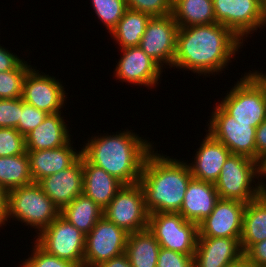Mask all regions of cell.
Returning <instances> with one entry per match:
<instances>
[{"label":"cell","mask_w":266,"mask_h":267,"mask_svg":"<svg viewBox=\"0 0 266 267\" xmlns=\"http://www.w3.org/2000/svg\"><path fill=\"white\" fill-rule=\"evenodd\" d=\"M242 43L230 29L218 23L179 27L173 67L200 75L220 72Z\"/></svg>","instance_id":"cell-1"},{"label":"cell","mask_w":266,"mask_h":267,"mask_svg":"<svg viewBox=\"0 0 266 267\" xmlns=\"http://www.w3.org/2000/svg\"><path fill=\"white\" fill-rule=\"evenodd\" d=\"M187 162L150 151L143 163L139 184L149 213H179L190 180Z\"/></svg>","instance_id":"cell-2"},{"label":"cell","mask_w":266,"mask_h":267,"mask_svg":"<svg viewBox=\"0 0 266 267\" xmlns=\"http://www.w3.org/2000/svg\"><path fill=\"white\" fill-rule=\"evenodd\" d=\"M152 148L150 142L126 130L93 137L81 151L91 164L103 168L124 185H130L139 182L143 163Z\"/></svg>","instance_id":"cell-3"},{"label":"cell","mask_w":266,"mask_h":267,"mask_svg":"<svg viewBox=\"0 0 266 267\" xmlns=\"http://www.w3.org/2000/svg\"><path fill=\"white\" fill-rule=\"evenodd\" d=\"M60 215L59 208L44 193L38 182L17 187L8 192V215L39 233Z\"/></svg>","instance_id":"cell-4"},{"label":"cell","mask_w":266,"mask_h":267,"mask_svg":"<svg viewBox=\"0 0 266 267\" xmlns=\"http://www.w3.org/2000/svg\"><path fill=\"white\" fill-rule=\"evenodd\" d=\"M255 177L258 179L257 161L242 155L230 154L215 182V188L221 199L249 203L262 193H266V184L259 182V179L254 187L252 183Z\"/></svg>","instance_id":"cell-5"},{"label":"cell","mask_w":266,"mask_h":267,"mask_svg":"<svg viewBox=\"0 0 266 267\" xmlns=\"http://www.w3.org/2000/svg\"><path fill=\"white\" fill-rule=\"evenodd\" d=\"M218 105L240 124L257 128L266 119V91L251 71L237 81Z\"/></svg>","instance_id":"cell-6"},{"label":"cell","mask_w":266,"mask_h":267,"mask_svg":"<svg viewBox=\"0 0 266 267\" xmlns=\"http://www.w3.org/2000/svg\"><path fill=\"white\" fill-rule=\"evenodd\" d=\"M148 230L160 247L193 256L198 242V225L179 213H150Z\"/></svg>","instance_id":"cell-7"},{"label":"cell","mask_w":266,"mask_h":267,"mask_svg":"<svg viewBox=\"0 0 266 267\" xmlns=\"http://www.w3.org/2000/svg\"><path fill=\"white\" fill-rule=\"evenodd\" d=\"M149 214L139 182L123 185L103 211L107 220L128 233L147 229Z\"/></svg>","instance_id":"cell-8"},{"label":"cell","mask_w":266,"mask_h":267,"mask_svg":"<svg viewBox=\"0 0 266 267\" xmlns=\"http://www.w3.org/2000/svg\"><path fill=\"white\" fill-rule=\"evenodd\" d=\"M215 21L230 29L240 40L266 26L263 0H212Z\"/></svg>","instance_id":"cell-9"},{"label":"cell","mask_w":266,"mask_h":267,"mask_svg":"<svg viewBox=\"0 0 266 267\" xmlns=\"http://www.w3.org/2000/svg\"><path fill=\"white\" fill-rule=\"evenodd\" d=\"M37 234L35 242L47 253L83 267L85 234L61 215Z\"/></svg>","instance_id":"cell-10"},{"label":"cell","mask_w":266,"mask_h":267,"mask_svg":"<svg viewBox=\"0 0 266 267\" xmlns=\"http://www.w3.org/2000/svg\"><path fill=\"white\" fill-rule=\"evenodd\" d=\"M129 233L104 216L85 235L83 267L101 263L125 253Z\"/></svg>","instance_id":"cell-11"},{"label":"cell","mask_w":266,"mask_h":267,"mask_svg":"<svg viewBox=\"0 0 266 267\" xmlns=\"http://www.w3.org/2000/svg\"><path fill=\"white\" fill-rule=\"evenodd\" d=\"M212 112L208 133L223 143L231 154L242 155L256 161V127L240 124L219 105Z\"/></svg>","instance_id":"cell-12"},{"label":"cell","mask_w":266,"mask_h":267,"mask_svg":"<svg viewBox=\"0 0 266 267\" xmlns=\"http://www.w3.org/2000/svg\"><path fill=\"white\" fill-rule=\"evenodd\" d=\"M179 26L172 14L151 17L141 38L140 48L162 68L173 67Z\"/></svg>","instance_id":"cell-13"},{"label":"cell","mask_w":266,"mask_h":267,"mask_svg":"<svg viewBox=\"0 0 266 267\" xmlns=\"http://www.w3.org/2000/svg\"><path fill=\"white\" fill-rule=\"evenodd\" d=\"M30 69L25 76L22 100L48 114L61 112L66 93L64 86L55 77Z\"/></svg>","instance_id":"cell-14"},{"label":"cell","mask_w":266,"mask_h":267,"mask_svg":"<svg viewBox=\"0 0 266 267\" xmlns=\"http://www.w3.org/2000/svg\"><path fill=\"white\" fill-rule=\"evenodd\" d=\"M246 203L219 199L213 211L198 224V237L241 238Z\"/></svg>","instance_id":"cell-15"},{"label":"cell","mask_w":266,"mask_h":267,"mask_svg":"<svg viewBox=\"0 0 266 267\" xmlns=\"http://www.w3.org/2000/svg\"><path fill=\"white\" fill-rule=\"evenodd\" d=\"M121 51L123 55L115 68L117 79L139 86L157 85L162 68L156 61L150 58L140 46L123 48Z\"/></svg>","instance_id":"cell-16"},{"label":"cell","mask_w":266,"mask_h":267,"mask_svg":"<svg viewBox=\"0 0 266 267\" xmlns=\"http://www.w3.org/2000/svg\"><path fill=\"white\" fill-rule=\"evenodd\" d=\"M244 258L240 238L198 237L194 267H229Z\"/></svg>","instance_id":"cell-17"},{"label":"cell","mask_w":266,"mask_h":267,"mask_svg":"<svg viewBox=\"0 0 266 267\" xmlns=\"http://www.w3.org/2000/svg\"><path fill=\"white\" fill-rule=\"evenodd\" d=\"M44 193L61 211L77 196L83 194L82 155L70 167L42 178L38 182Z\"/></svg>","instance_id":"cell-18"},{"label":"cell","mask_w":266,"mask_h":267,"mask_svg":"<svg viewBox=\"0 0 266 267\" xmlns=\"http://www.w3.org/2000/svg\"><path fill=\"white\" fill-rule=\"evenodd\" d=\"M196 153L194 162L188 164L193 178L215 184L231 152L207 133Z\"/></svg>","instance_id":"cell-19"},{"label":"cell","mask_w":266,"mask_h":267,"mask_svg":"<svg viewBox=\"0 0 266 267\" xmlns=\"http://www.w3.org/2000/svg\"><path fill=\"white\" fill-rule=\"evenodd\" d=\"M220 199L214 183L192 178L188 184L179 214L197 225L213 211Z\"/></svg>","instance_id":"cell-20"},{"label":"cell","mask_w":266,"mask_h":267,"mask_svg":"<svg viewBox=\"0 0 266 267\" xmlns=\"http://www.w3.org/2000/svg\"><path fill=\"white\" fill-rule=\"evenodd\" d=\"M71 141L65 145L48 150L26 151L30 159V173L34 182L56 174L72 166L82 155V151L75 152Z\"/></svg>","instance_id":"cell-21"},{"label":"cell","mask_w":266,"mask_h":267,"mask_svg":"<svg viewBox=\"0 0 266 267\" xmlns=\"http://www.w3.org/2000/svg\"><path fill=\"white\" fill-rule=\"evenodd\" d=\"M82 166L83 194L104 210L124 184L103 168L91 164L83 155Z\"/></svg>","instance_id":"cell-22"},{"label":"cell","mask_w":266,"mask_h":267,"mask_svg":"<svg viewBox=\"0 0 266 267\" xmlns=\"http://www.w3.org/2000/svg\"><path fill=\"white\" fill-rule=\"evenodd\" d=\"M61 112L48 114L44 121L25 136L26 151L55 149L70 142Z\"/></svg>","instance_id":"cell-23"},{"label":"cell","mask_w":266,"mask_h":267,"mask_svg":"<svg viewBox=\"0 0 266 267\" xmlns=\"http://www.w3.org/2000/svg\"><path fill=\"white\" fill-rule=\"evenodd\" d=\"M266 239V193L249 203L243 211L242 234L240 238L243 253L253 244Z\"/></svg>","instance_id":"cell-24"},{"label":"cell","mask_w":266,"mask_h":267,"mask_svg":"<svg viewBox=\"0 0 266 267\" xmlns=\"http://www.w3.org/2000/svg\"><path fill=\"white\" fill-rule=\"evenodd\" d=\"M160 245L147 229L129 233L125 254L132 267H156Z\"/></svg>","instance_id":"cell-25"},{"label":"cell","mask_w":266,"mask_h":267,"mask_svg":"<svg viewBox=\"0 0 266 267\" xmlns=\"http://www.w3.org/2000/svg\"><path fill=\"white\" fill-rule=\"evenodd\" d=\"M172 16L179 27L216 23L212 0H172Z\"/></svg>","instance_id":"cell-26"},{"label":"cell","mask_w":266,"mask_h":267,"mask_svg":"<svg viewBox=\"0 0 266 267\" xmlns=\"http://www.w3.org/2000/svg\"><path fill=\"white\" fill-rule=\"evenodd\" d=\"M103 209L89 197L81 194L67 204L60 215L78 230L87 235L103 217Z\"/></svg>","instance_id":"cell-27"},{"label":"cell","mask_w":266,"mask_h":267,"mask_svg":"<svg viewBox=\"0 0 266 267\" xmlns=\"http://www.w3.org/2000/svg\"><path fill=\"white\" fill-rule=\"evenodd\" d=\"M150 19L148 14L127 8L110 34L119 43L120 49L139 46Z\"/></svg>","instance_id":"cell-28"},{"label":"cell","mask_w":266,"mask_h":267,"mask_svg":"<svg viewBox=\"0 0 266 267\" xmlns=\"http://www.w3.org/2000/svg\"><path fill=\"white\" fill-rule=\"evenodd\" d=\"M28 153L0 157V186L8 191L33 183Z\"/></svg>","instance_id":"cell-29"},{"label":"cell","mask_w":266,"mask_h":267,"mask_svg":"<svg viewBox=\"0 0 266 267\" xmlns=\"http://www.w3.org/2000/svg\"><path fill=\"white\" fill-rule=\"evenodd\" d=\"M23 61L16 69L0 72V99L22 98L23 82L32 68Z\"/></svg>","instance_id":"cell-30"},{"label":"cell","mask_w":266,"mask_h":267,"mask_svg":"<svg viewBox=\"0 0 266 267\" xmlns=\"http://www.w3.org/2000/svg\"><path fill=\"white\" fill-rule=\"evenodd\" d=\"M92 7L108 32L117 26L127 9L125 0H92Z\"/></svg>","instance_id":"cell-31"},{"label":"cell","mask_w":266,"mask_h":267,"mask_svg":"<svg viewBox=\"0 0 266 267\" xmlns=\"http://www.w3.org/2000/svg\"><path fill=\"white\" fill-rule=\"evenodd\" d=\"M25 152L24 135L16 128H0V157L16 156Z\"/></svg>","instance_id":"cell-32"},{"label":"cell","mask_w":266,"mask_h":267,"mask_svg":"<svg viewBox=\"0 0 266 267\" xmlns=\"http://www.w3.org/2000/svg\"><path fill=\"white\" fill-rule=\"evenodd\" d=\"M32 255L23 263V267H79L77 264L47 253L36 242ZM20 266V267H22Z\"/></svg>","instance_id":"cell-33"},{"label":"cell","mask_w":266,"mask_h":267,"mask_svg":"<svg viewBox=\"0 0 266 267\" xmlns=\"http://www.w3.org/2000/svg\"><path fill=\"white\" fill-rule=\"evenodd\" d=\"M127 8L143 12L151 17L172 14V0H125Z\"/></svg>","instance_id":"cell-34"},{"label":"cell","mask_w":266,"mask_h":267,"mask_svg":"<svg viewBox=\"0 0 266 267\" xmlns=\"http://www.w3.org/2000/svg\"><path fill=\"white\" fill-rule=\"evenodd\" d=\"M48 113L26 103L22 100V112L18 127L16 128L22 135L26 136L29 132L39 126Z\"/></svg>","instance_id":"cell-35"},{"label":"cell","mask_w":266,"mask_h":267,"mask_svg":"<svg viewBox=\"0 0 266 267\" xmlns=\"http://www.w3.org/2000/svg\"><path fill=\"white\" fill-rule=\"evenodd\" d=\"M22 112V98L0 99V128H17Z\"/></svg>","instance_id":"cell-36"},{"label":"cell","mask_w":266,"mask_h":267,"mask_svg":"<svg viewBox=\"0 0 266 267\" xmlns=\"http://www.w3.org/2000/svg\"><path fill=\"white\" fill-rule=\"evenodd\" d=\"M156 267H194L193 256L160 247Z\"/></svg>","instance_id":"cell-37"},{"label":"cell","mask_w":266,"mask_h":267,"mask_svg":"<svg viewBox=\"0 0 266 267\" xmlns=\"http://www.w3.org/2000/svg\"><path fill=\"white\" fill-rule=\"evenodd\" d=\"M244 259L252 267H266V239L253 244L244 253Z\"/></svg>","instance_id":"cell-38"},{"label":"cell","mask_w":266,"mask_h":267,"mask_svg":"<svg viewBox=\"0 0 266 267\" xmlns=\"http://www.w3.org/2000/svg\"><path fill=\"white\" fill-rule=\"evenodd\" d=\"M0 46V72L16 69L23 61Z\"/></svg>","instance_id":"cell-39"},{"label":"cell","mask_w":266,"mask_h":267,"mask_svg":"<svg viewBox=\"0 0 266 267\" xmlns=\"http://www.w3.org/2000/svg\"><path fill=\"white\" fill-rule=\"evenodd\" d=\"M256 161L266 155V119L256 128Z\"/></svg>","instance_id":"cell-40"},{"label":"cell","mask_w":266,"mask_h":267,"mask_svg":"<svg viewBox=\"0 0 266 267\" xmlns=\"http://www.w3.org/2000/svg\"><path fill=\"white\" fill-rule=\"evenodd\" d=\"M8 190L0 186V227L5 224L8 215Z\"/></svg>","instance_id":"cell-41"},{"label":"cell","mask_w":266,"mask_h":267,"mask_svg":"<svg viewBox=\"0 0 266 267\" xmlns=\"http://www.w3.org/2000/svg\"><path fill=\"white\" fill-rule=\"evenodd\" d=\"M97 267H132L125 253L101 263Z\"/></svg>","instance_id":"cell-42"},{"label":"cell","mask_w":266,"mask_h":267,"mask_svg":"<svg viewBox=\"0 0 266 267\" xmlns=\"http://www.w3.org/2000/svg\"><path fill=\"white\" fill-rule=\"evenodd\" d=\"M257 173L258 177L266 176V155L257 160Z\"/></svg>","instance_id":"cell-43"},{"label":"cell","mask_w":266,"mask_h":267,"mask_svg":"<svg viewBox=\"0 0 266 267\" xmlns=\"http://www.w3.org/2000/svg\"><path fill=\"white\" fill-rule=\"evenodd\" d=\"M263 86L266 91V74L260 73L259 71L251 73Z\"/></svg>","instance_id":"cell-44"},{"label":"cell","mask_w":266,"mask_h":267,"mask_svg":"<svg viewBox=\"0 0 266 267\" xmlns=\"http://www.w3.org/2000/svg\"><path fill=\"white\" fill-rule=\"evenodd\" d=\"M229 267H252L244 258L238 262V263H235Z\"/></svg>","instance_id":"cell-45"},{"label":"cell","mask_w":266,"mask_h":267,"mask_svg":"<svg viewBox=\"0 0 266 267\" xmlns=\"http://www.w3.org/2000/svg\"><path fill=\"white\" fill-rule=\"evenodd\" d=\"M264 8L266 10V0H263Z\"/></svg>","instance_id":"cell-46"}]
</instances>
